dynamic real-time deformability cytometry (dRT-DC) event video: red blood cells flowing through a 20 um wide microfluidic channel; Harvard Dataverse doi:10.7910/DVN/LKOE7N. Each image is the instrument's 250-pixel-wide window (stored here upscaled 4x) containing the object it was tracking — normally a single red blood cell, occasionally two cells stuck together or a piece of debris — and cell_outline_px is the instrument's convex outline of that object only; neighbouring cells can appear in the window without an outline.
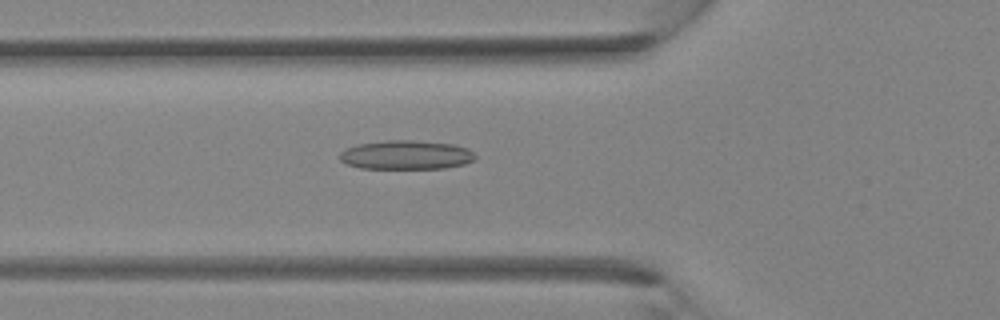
{"species": "Egyptian fruit bat (a non-hibernating species)", "species_latin": "Rousettus aegyptiacus", "temperature_condition": "room temperature", "stored_images_in_passage": 37, "camera_frame_rate_fps": 3000, "um_per_image_px": 0.085, "animal": {"sex": "female"}, "frame": {"image": 1, "passage_image": 13, "time_ms": 4.0, "image_size_px": [1000, 320], "cell_outline_px": [[476, 156], [472, 160], [464, 164], [444, 168], [360, 168], [348, 164], [340, 160], [340, 152], [356, 144], [388, 140], [412, 140], [452, 144], [468, 148]], "centroid_in_image_um": [34.51, 13.16], "position_along_channel_um": 91.3, "area_um2": 22.72}}
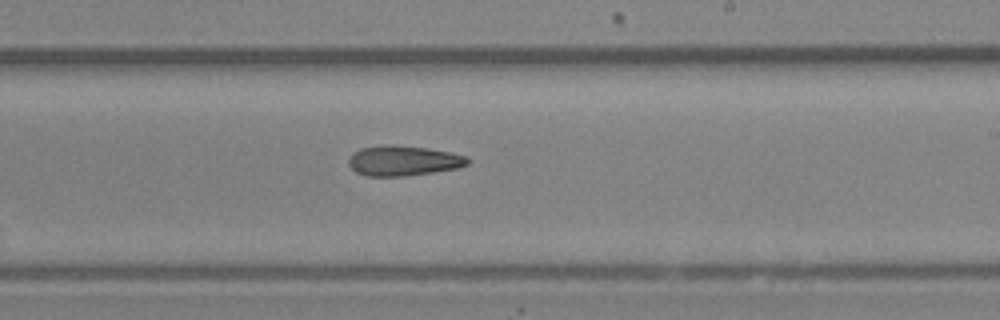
{"frame": {"image": 2, "passage_image": 22, "time_ms": 7.0, "image_size_px": [1000, 320], "cell_outline_px": [[472, 160], [468, 164], [456, 168], [408, 176], [368, 176], [356, 172], [348, 164], [348, 160], [352, 152], [360, 148], [384, 144], [392, 144], [428, 148], [468, 156]], "centroid_in_image_um": [34.27, 13.65], "position_along_channel_um": 254.7, "area_um2": 21.1}}
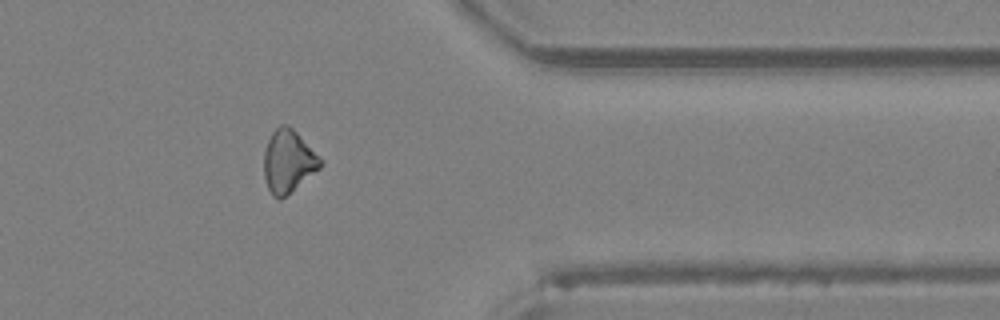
{"frame": {"image": 3, "passage_image": 30, "time_ms": 9.667, "image_size_px": [1000, 320], "cell_outline_px": [[324, 164], [320, 168], [280, 200], [272, 196], [268, 188], [264, 176], [264, 152], [268, 140], [272, 132], [280, 124], [288, 124], [324, 160]], "centroid_in_image_um": [24.51, 13.7], "position_along_channel_um": 386.9, "area_um2": 20.58}}